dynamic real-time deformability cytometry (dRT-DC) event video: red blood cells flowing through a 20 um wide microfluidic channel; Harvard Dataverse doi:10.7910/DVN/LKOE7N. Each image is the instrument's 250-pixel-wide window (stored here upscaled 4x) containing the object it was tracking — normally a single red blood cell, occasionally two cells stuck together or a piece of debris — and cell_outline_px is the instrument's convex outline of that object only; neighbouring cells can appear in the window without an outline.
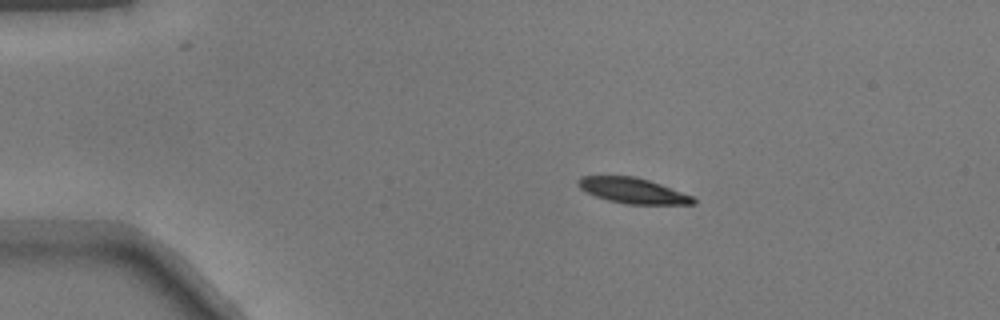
{"species": "common noctule bat (a hibernating species)", "species_latin": "Nyctalus noctula", "temperature_condition": "warm", "stored_images_in_passage": 20, "camera_frame_rate_fps": 3000, "um_per_image_px": 0.085, "animal": {"sex": "male", "body_mass_g": 17.9}, "frame": {"image": 1, "passage_image": 1, "time_ms": 0.0, "image_size_px": [1000, 320], "cell_outline_px": [[696, 204], [628, 204], [608, 200], [596, 196], [580, 188], [576, 184], [576, 180], [580, 176], [632, 176], [648, 180], [660, 184], [692, 196], [696, 200]], "centroid_in_image_um": [53.76, 16.2], "position_along_channel_um": 31.2, "area_um2": 16.88}}
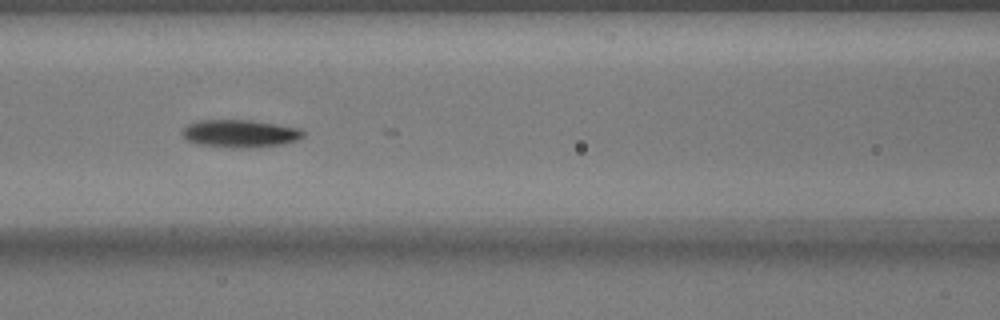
{"frame": {"image": 2, "passage_image": 14, "time_ms": 4.333, "image_size_px": [1000, 320], "cell_outline_px": [[304, 136], [296, 140], [284, 144], [252, 148], [228, 148], [196, 144], [184, 140], [180, 132], [188, 124], [200, 120], [252, 120], [300, 128], [304, 132]], "centroid_in_image_um": [20.36, 11.36], "position_along_channel_um": 146.2, "area_um2": 19.88}}
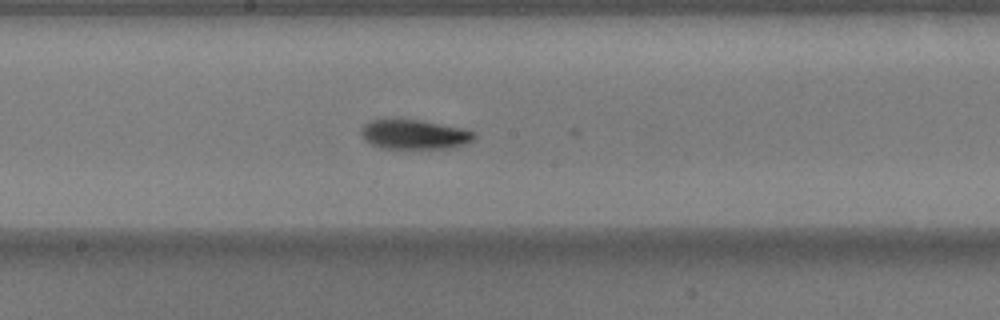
{"frame": {"image": 3, "passage_image": 19, "time_ms": 6.0, "image_size_px": [1000, 320], "cell_outline_px": [[476, 136], [472, 140], [464, 144], [448, 148], [384, 148], [372, 144], [364, 140], [360, 132], [360, 128], [368, 120], [424, 120], [464, 128], [476, 132]], "centroid_in_image_um": [35.23, 11.41], "position_along_channel_um": 213.0, "area_um2": 19.48}}